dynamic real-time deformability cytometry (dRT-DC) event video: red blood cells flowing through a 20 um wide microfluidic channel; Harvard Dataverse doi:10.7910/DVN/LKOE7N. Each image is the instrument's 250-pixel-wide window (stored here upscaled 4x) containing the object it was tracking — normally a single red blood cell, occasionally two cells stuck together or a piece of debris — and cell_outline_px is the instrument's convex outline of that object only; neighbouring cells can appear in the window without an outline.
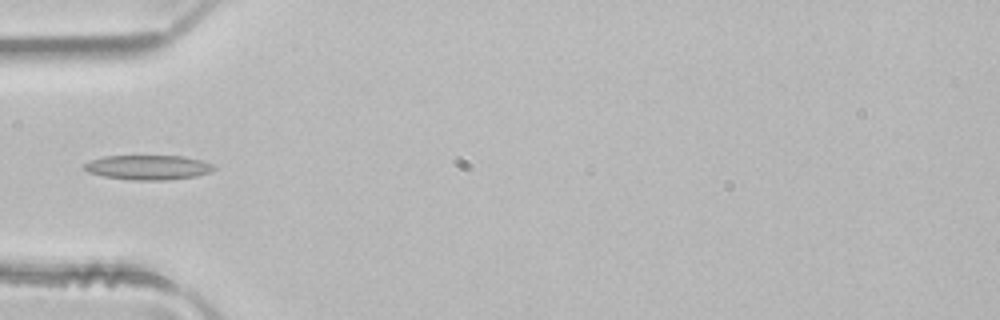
{"species": "common noctule bat (a hibernating species)", "species_latin": "Nyctalus noctula", "temperature_condition": "room temperature", "stored_images_in_passage": 3, "camera_frame_rate_fps": 3000, "um_per_image_px": 0.085, "animal": {"sex": "male", "body_mass_g": 21.5, "forearm_length_mm": 52.0}, "frame": {"image": 1, "passage_image": 3, "time_ms": 0.667, "image_size_px": [1000, 320], "cell_outline_px": [[216, 168], [212, 172], [196, 176], [168, 180], [132, 180], [104, 176], [88, 172], [84, 168], [84, 164], [92, 160], [104, 156], [184, 156], [200, 160], [212, 164]], "centroid_in_image_um": [12.62, 14.23], "position_along_channel_um": 72.4, "area_um2": 18.55}}